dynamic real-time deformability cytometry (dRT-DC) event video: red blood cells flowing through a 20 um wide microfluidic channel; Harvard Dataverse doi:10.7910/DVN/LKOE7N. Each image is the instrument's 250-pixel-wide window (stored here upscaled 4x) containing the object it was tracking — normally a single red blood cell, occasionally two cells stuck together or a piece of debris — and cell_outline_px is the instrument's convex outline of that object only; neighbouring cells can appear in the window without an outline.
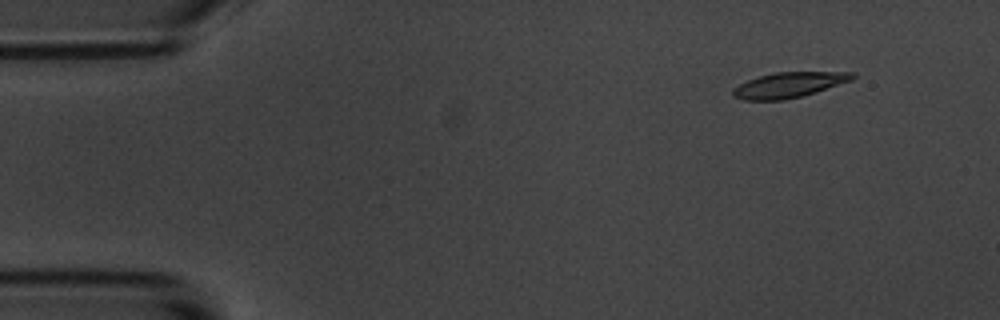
{"species": "common noctule bat (a hibernating species)", "species_latin": "Nyctalus noctula", "temperature_condition": "room temperature", "stored_images_in_passage": 5, "camera_frame_rate_fps": 3000, "um_per_image_px": 0.085, "animal": {"sex": "male", "body_mass_g": 20.1, "forearm_length_mm": 53.5}, "frame": {"image": 1, "passage_image": 2, "time_ms": 1.0, "image_size_px": [1000, 320], "cell_outline_px": [[856, 76], [852, 80], [816, 92], [784, 100], [744, 100], [732, 96], [732, 88], [748, 80], [760, 76], [776, 72], [856, 72]], "centroid_in_image_um": [67.06, 7.22], "position_along_channel_um": 17.9, "area_um2": 17.57}}
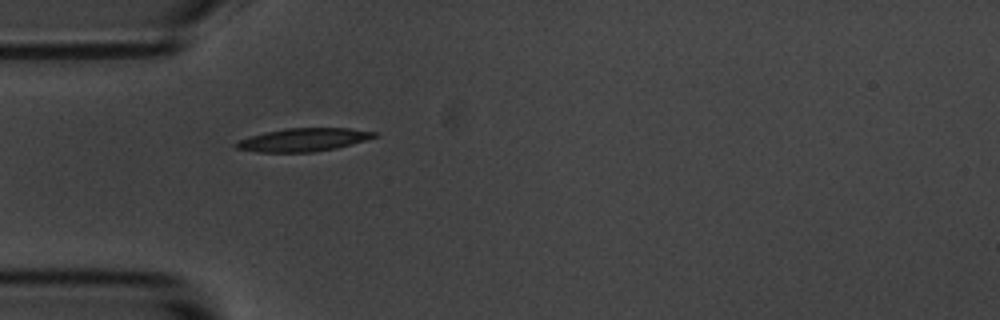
{"frame": {"image": 2, "passage_image": 5, "time_ms": 4.667, "image_size_px": [1000, 320], "cell_outline_px": [[380, 136], [336, 148], [312, 152], [260, 152], [236, 148], [232, 144], [240, 140], [264, 132], [284, 128], [348, 128], [376, 132]], "centroid_in_image_um": [25.8, 11.87], "position_along_channel_um": 59.2, "area_um2": 18.55}}